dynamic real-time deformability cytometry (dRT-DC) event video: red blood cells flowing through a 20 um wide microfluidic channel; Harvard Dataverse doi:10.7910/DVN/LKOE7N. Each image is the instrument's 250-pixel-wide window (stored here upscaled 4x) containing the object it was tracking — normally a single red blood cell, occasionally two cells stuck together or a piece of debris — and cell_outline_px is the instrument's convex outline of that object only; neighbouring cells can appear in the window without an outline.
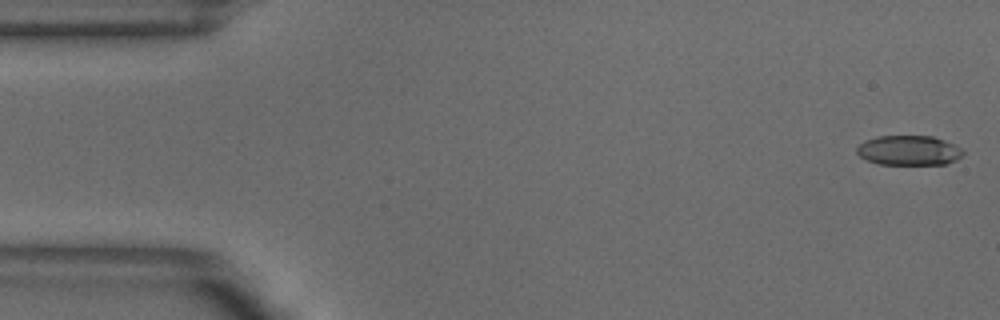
{"species": "common noctule bat (a hibernating species)", "species_latin": "Nyctalus noctula", "temperature_condition": "warm", "stored_images_in_passage": 51, "camera_frame_rate_fps": 3000, "um_per_image_px": 0.085, "animal": {"sex": "male", "body_mass_g": 18.8}, "frame": {"image": 1, "passage_image": 1, "time_ms": 0.0, "image_size_px": [1000, 320], "cell_outline_px": [[964, 152], [956, 160], [944, 164], [880, 164], [868, 160], [860, 156], [856, 152], [856, 148], [864, 140], [876, 136], [932, 136], [944, 140], [960, 148]], "centroid_in_image_um": [77.22, 12.78], "position_along_channel_um": 7.8, "area_um2": 18.26}}
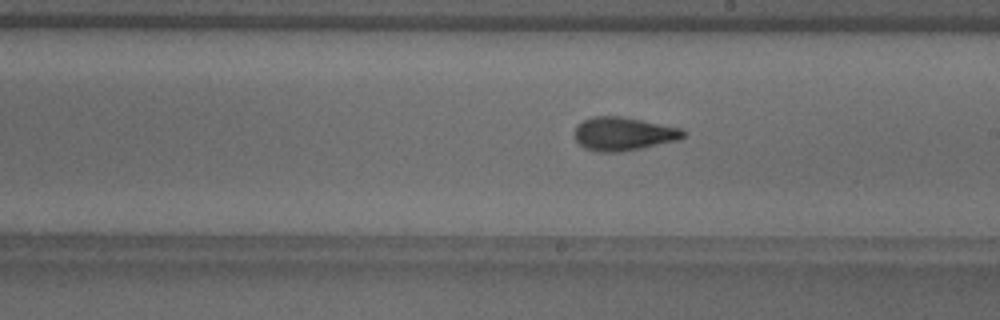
{"frame": {"image": 2, "passage_image": 28, "time_ms": 9.0, "image_size_px": [1000, 320], "cell_outline_px": [[684, 136], [680, 140], [640, 148], [616, 152], [596, 152], [584, 148], [576, 140], [576, 124], [592, 116], [624, 116], [680, 128], [684, 132]], "centroid_in_image_um": [52.97, 11.37], "position_along_channel_um": 236.0, "area_um2": 21.1}}
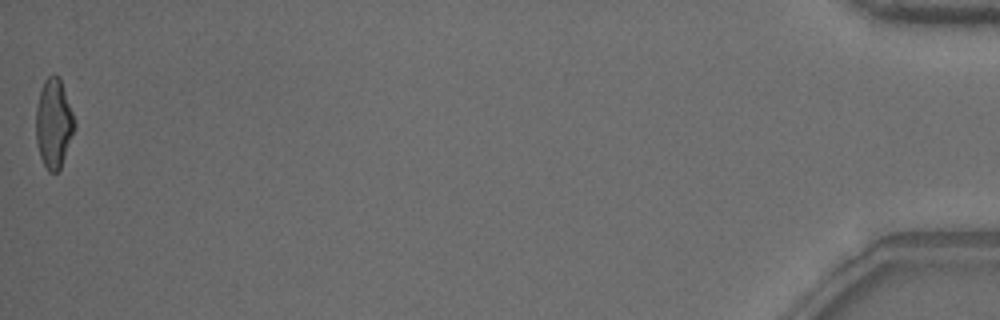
{"frame": {"image": 3, "passage_image": 51, "time_ms": 16.667, "image_size_px": [1000, 320], "cell_outline_px": [[76, 124], [60, 168], [56, 172], [48, 172], [40, 156], [36, 140], [36, 108], [40, 88], [44, 80], [52, 72], [60, 76]], "centroid_in_image_um": [4.55, 10.43], "position_along_channel_um": 430.7, "area_um2": 20.0}, "authors_computed_cell_mechanics": {"area_um2": 20.2878, "velocity_mm_per_s": 3.8863, "shape_relaxation_time_tau1_ms": 6.465, "shape_relaxation_time_tau2_ms": 1.5714, "deformation_change_tau1": 0.2146, "deformation_change_tau2": 0.0955}}